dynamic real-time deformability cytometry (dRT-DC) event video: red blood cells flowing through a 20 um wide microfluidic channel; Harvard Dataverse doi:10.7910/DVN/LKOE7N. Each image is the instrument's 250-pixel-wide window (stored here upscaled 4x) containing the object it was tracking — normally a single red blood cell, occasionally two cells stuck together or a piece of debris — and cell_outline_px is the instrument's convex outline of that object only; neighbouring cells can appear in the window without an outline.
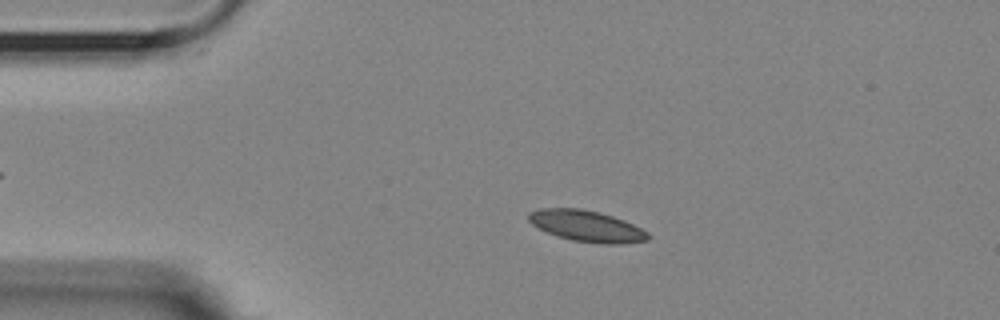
{"species": "Egyptian fruit bat (a non-hibernating species)", "species_latin": "Rousettus aegyptiacus", "temperature_condition": "room temperature", "stored_images_in_passage": 55, "camera_frame_rate_fps": 3000, "um_per_image_px": 0.085, "animal": {"sex": "female"}, "frame": {"image": 1, "passage_image": 11, "time_ms": 3.333, "image_size_px": [1000, 320], "cell_outline_px": [[652, 236], [648, 240], [624, 244], [600, 244], [572, 240], [556, 236], [532, 224], [528, 220], [528, 212], [540, 208], [580, 208], [600, 212], [624, 220], [648, 232]], "centroid_in_image_um": [49.88, 19.22], "position_along_channel_um": 35.1, "area_um2": 21.85}}
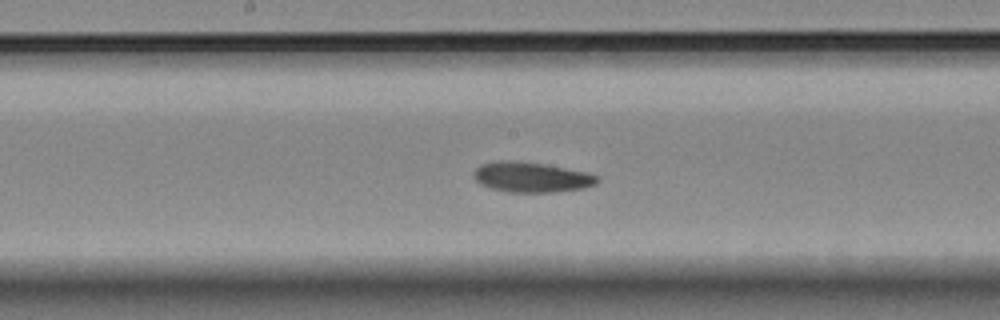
{"frame": {"image": 2, "passage_image": 28, "time_ms": 9.0, "image_size_px": [1000, 320], "cell_outline_px": [[600, 180], [596, 184], [584, 188], [556, 192], [508, 192], [492, 188], [480, 184], [472, 176], [472, 172], [480, 164], [496, 160], [512, 160], [544, 164], [588, 172], [600, 176]], "centroid_in_image_um": [45.17, 15.05], "position_along_channel_um": 203.0, "area_um2": 22.02}}
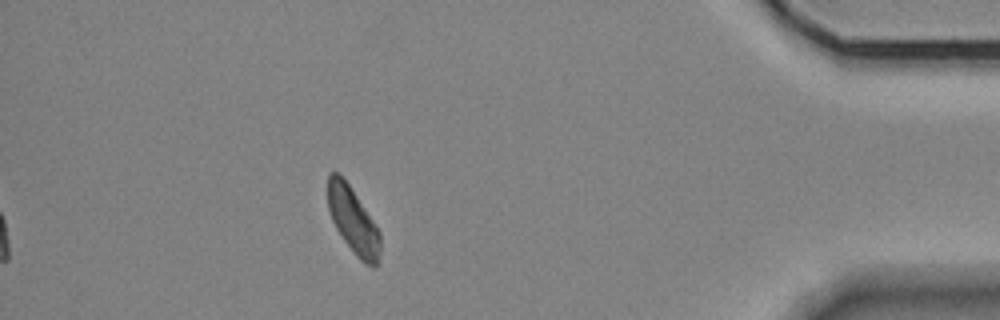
{"frame": {"image": 3, "passage_image": 49, "time_ms": 16.0, "image_size_px": [1000, 320], "cell_outline_px": [[380, 252], [376, 264], [368, 264], [360, 260], [356, 256], [344, 240], [336, 228], [332, 220], [328, 208], [328, 172], [336, 172], [348, 184], [380, 232]], "centroid_in_image_um": [29.99, 18.74], "position_along_channel_um": 405.2, "area_um2": 19.54}, "authors_computed_cell_mechanics": {"area_um2": 20.9236, "velocity_mm_per_s": 3.5755, "shape_relaxation_time_tau1_ms": 6.7687, "shape_relaxation_time_tau2_ms": null, "deformation_change_tau1": 0.1211, "deformation_change_tau2": null}}